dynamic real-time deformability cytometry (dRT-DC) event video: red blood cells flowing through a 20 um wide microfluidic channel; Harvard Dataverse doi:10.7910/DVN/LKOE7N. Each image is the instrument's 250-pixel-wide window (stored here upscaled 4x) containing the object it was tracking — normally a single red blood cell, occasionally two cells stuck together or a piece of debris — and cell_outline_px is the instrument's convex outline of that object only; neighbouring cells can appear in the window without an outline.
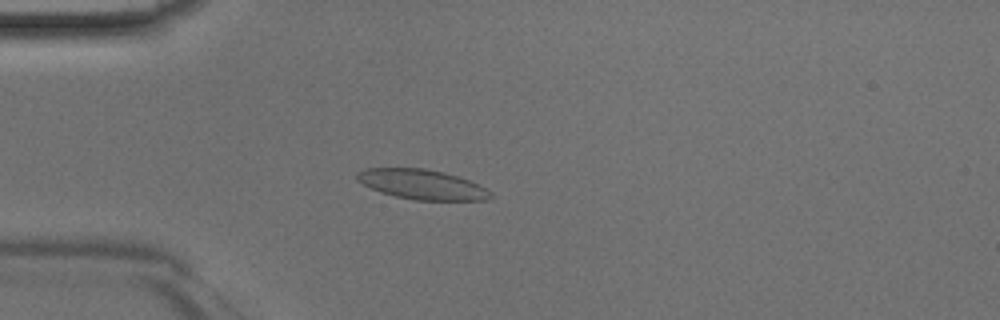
{"species": "Egyptian fruit bat (a non-hibernating species)", "species_latin": "Rousettus aegyptiacus", "temperature_condition": "room temperature", "stored_images_in_passage": 46, "camera_frame_rate_fps": 3000, "um_per_image_px": 0.085, "animal": {"sex": "male"}, "frame": {"image": 1, "passage_image": 13, "time_ms": 4.0, "image_size_px": [1000, 320], "cell_outline_px": [[492, 196], [484, 200], [416, 200], [396, 196], [380, 192], [356, 180], [356, 172], [364, 168], [424, 168], [444, 172], [468, 180], [492, 192]], "centroid_in_image_um": [35.83, 15.67], "position_along_channel_um": 49.2, "area_um2": 23.0}}
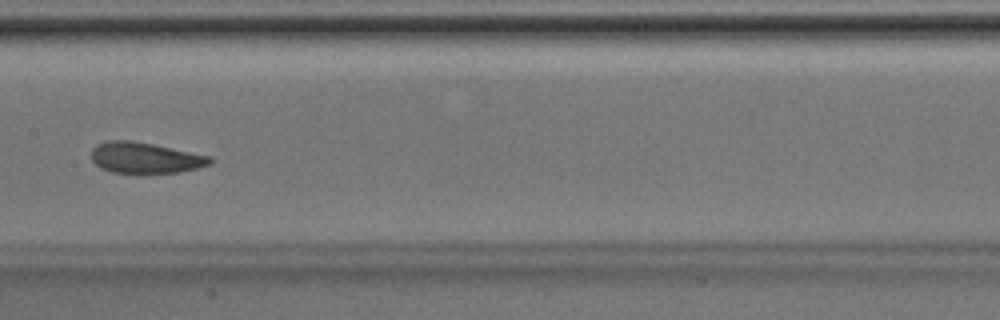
{"frame": {"image": 2, "passage_image": 24, "time_ms": 7.667, "image_size_px": [1000, 320], "cell_outline_px": [[212, 164], [180, 172], [112, 172], [100, 168], [92, 160], [92, 148], [96, 144], [108, 140], [132, 140], [212, 156]], "centroid_in_image_um": [12.33, 13.4], "position_along_channel_um": 195.1, "area_um2": 21.21}}
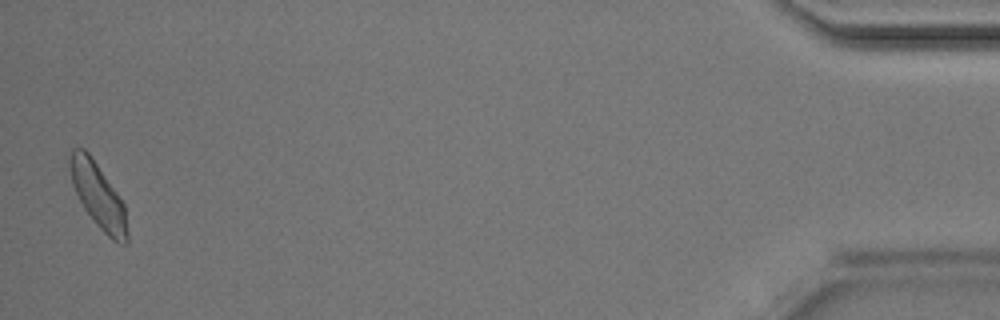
{"frame": {"image": 3, "passage_image": 46, "time_ms": 15.0, "image_size_px": [1000, 320], "cell_outline_px": [[128, 244], [124, 244], [112, 240], [96, 224], [84, 208], [72, 184], [68, 168], [68, 156], [72, 148], [84, 148], [92, 156], [124, 204], [128, 236]], "centroid_in_image_um": [8.31, 16.59], "position_along_channel_um": 426.9, "area_um2": 21.68}}